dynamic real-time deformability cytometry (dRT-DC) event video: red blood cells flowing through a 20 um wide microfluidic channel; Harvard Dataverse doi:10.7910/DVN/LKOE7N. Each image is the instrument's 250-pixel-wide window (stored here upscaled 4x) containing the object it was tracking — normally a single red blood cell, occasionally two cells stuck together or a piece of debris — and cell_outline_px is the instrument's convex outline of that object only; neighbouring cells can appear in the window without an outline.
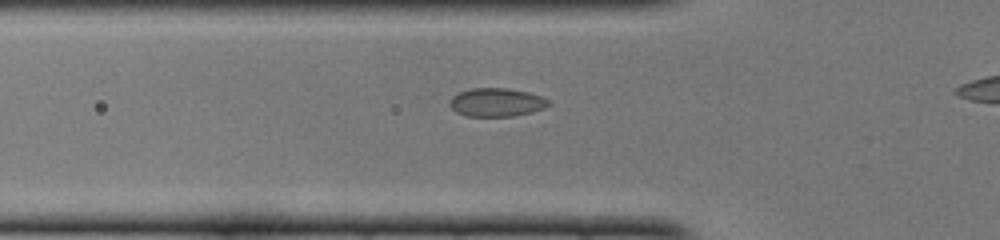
{"species": "common noctule bat (a hibernating species)", "species_latin": "Nyctalus noctula", "temperature_condition": "cold", "stored_images_in_passage": 33, "camera_frame_rate_fps": 3000, "um_per_image_px": 0.085, "animal": {"sex": "female", "body_mass_g": 22.0, "forearm_length_mm": 56.7}, "frame": {"image": 1, "passage_image": 9, "time_ms": 2.667, "image_size_px": [1000, 240], "cell_outline_px": [[552, 104], [544, 108], [532, 112], [512, 116], [464, 116], [456, 112], [448, 104], [448, 100], [452, 96], [460, 92], [472, 88], [508, 88], [528, 92], [540, 96], [548, 100]], "centroid_in_image_um": [42.18, 8.7], "position_along_channel_um": 83.6, "area_um2": 16.47}}
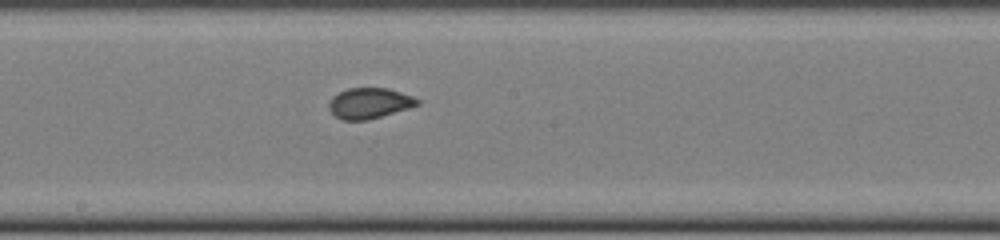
{"frame": {"image": 2, "passage_image": 19, "time_ms": 6.0, "image_size_px": [1000, 240], "cell_outline_px": [[420, 104], [408, 108], [368, 120], [344, 120], [336, 116], [328, 108], [328, 104], [332, 96], [348, 88], [388, 88], [412, 96], [420, 100]], "centroid_in_image_um": [31.39, 8.77], "position_along_channel_um": 216.8, "area_um2": 15.66}}
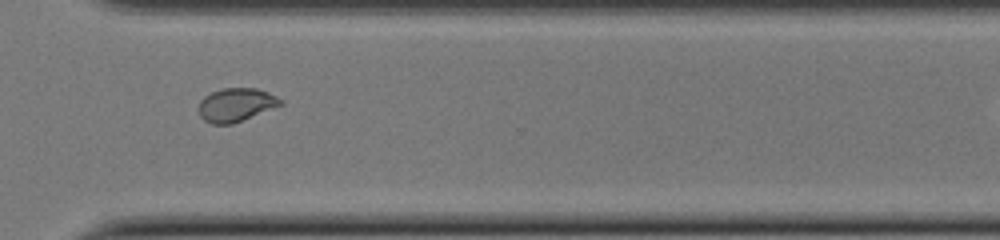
{"frame": {"image": 3, "passage_image": 29, "time_ms": 9.333, "image_size_px": [1000, 240], "cell_outline_px": [[284, 104], [232, 124], [212, 124], [204, 120], [200, 116], [200, 100], [204, 96], [212, 92], [224, 88], [256, 88], [268, 92], [284, 100]], "centroid_in_image_um": [20.09, 8.9], "position_along_channel_um": 350.5, "area_um2": 15.9}}